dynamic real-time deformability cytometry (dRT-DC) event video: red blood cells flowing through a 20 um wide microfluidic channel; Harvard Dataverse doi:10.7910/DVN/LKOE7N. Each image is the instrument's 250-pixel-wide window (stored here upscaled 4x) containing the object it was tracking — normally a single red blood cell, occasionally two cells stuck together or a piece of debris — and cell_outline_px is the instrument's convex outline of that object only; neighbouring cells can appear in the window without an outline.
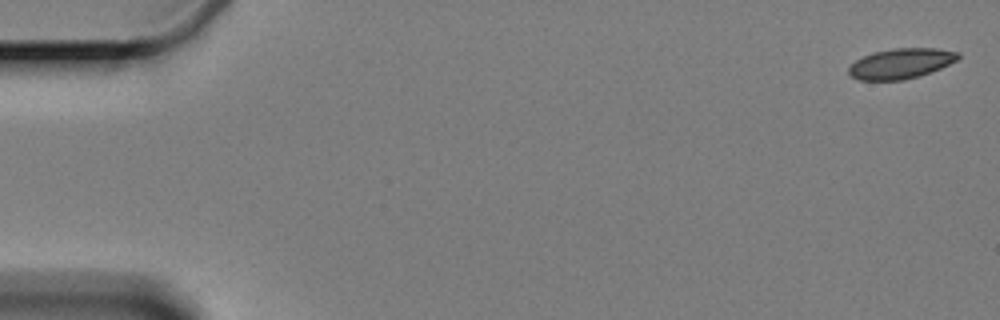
{"species": "Egyptian fruit bat (a non-hibernating species)", "species_latin": "Rousettus aegyptiacus", "temperature_condition": "cold", "stored_images_in_passage": 4, "camera_frame_rate_fps": 3000, "um_per_image_px": 0.085, "animal": {"sex": "female"}, "frame": {"image": 1, "passage_image": 1, "time_ms": 0.0, "image_size_px": [1000, 320], "cell_outline_px": [[960, 56], [956, 60], [940, 68], [920, 76], [904, 80], [860, 80], [852, 76], [848, 72], [848, 68], [856, 60], [872, 52], [892, 48], [936, 48], [960, 52]], "centroid_in_image_um": [76.58, 5.39], "position_along_channel_um": 8.4, "area_um2": 19.25}}